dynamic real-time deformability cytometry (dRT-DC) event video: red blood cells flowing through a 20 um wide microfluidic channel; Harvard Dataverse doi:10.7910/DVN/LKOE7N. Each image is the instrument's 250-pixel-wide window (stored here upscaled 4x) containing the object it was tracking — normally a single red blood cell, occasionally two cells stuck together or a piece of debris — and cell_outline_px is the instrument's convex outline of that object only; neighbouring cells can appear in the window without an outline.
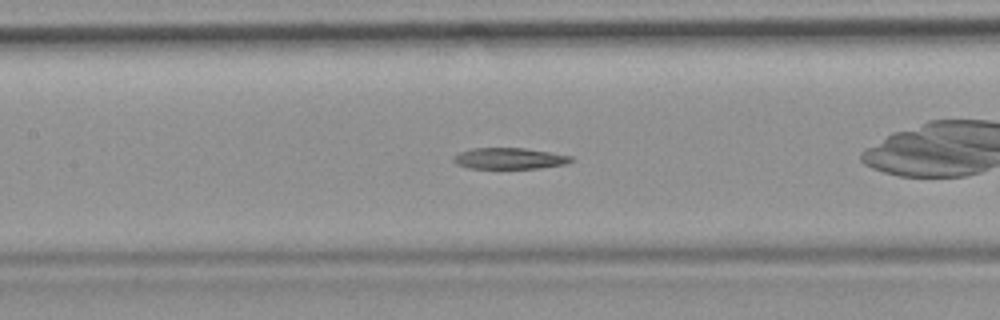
{"species": "common noctule bat (a hibernating species)", "species_latin": "Nyctalus noctula", "temperature_condition": "room temperature", "stored_images_in_passage": 41, "camera_frame_rate_fps": 3000, "um_per_image_px": 0.085, "animal": {"sex": "female", "body_mass_g": 19.9}, "frame": {"image": 1, "passage_image": 12, "time_ms": 3.667, "image_size_px": [1000, 320], "cell_outline_px": [[572, 160], [568, 164], [540, 168], [468, 168], [456, 164], [452, 160], [452, 156], [460, 152], [472, 148], [524, 148], [572, 156]], "centroid_in_image_um": [43.27, 13.47], "position_along_channel_um": 164.1, "area_um2": 14.51}}